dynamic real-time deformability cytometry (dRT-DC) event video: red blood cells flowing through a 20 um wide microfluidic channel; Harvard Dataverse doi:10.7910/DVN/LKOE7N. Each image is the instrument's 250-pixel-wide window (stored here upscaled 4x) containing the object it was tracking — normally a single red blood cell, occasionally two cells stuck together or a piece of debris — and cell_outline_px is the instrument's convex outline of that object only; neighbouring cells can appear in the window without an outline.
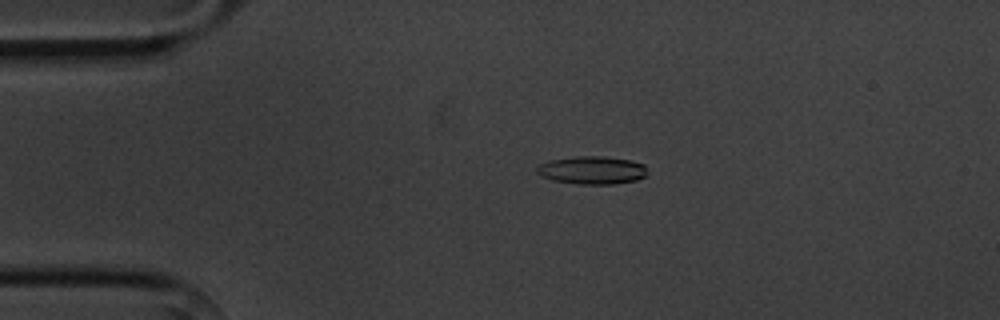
{"species": "common noctule bat (a hibernating species)", "species_latin": "Nyctalus noctula", "temperature_condition": "cold", "stored_images_in_passage": 4, "camera_frame_rate_fps": 3000, "um_per_image_px": 0.085, "animal": {"sex": "male", "body_mass_g": 20.1, "forearm_length_mm": 53.5}, "frame": {"image": 1, "passage_image": 3, "time_ms": 2.333, "image_size_px": [1000, 320], "cell_outline_px": [[648, 172], [644, 176], [636, 180], [612, 184], [576, 184], [552, 180], [540, 176], [536, 172], [536, 168], [540, 164], [548, 160], [576, 156], [604, 156], [628, 160], [644, 164], [648, 168]], "centroid_in_image_um": [50.3, 14.46], "position_along_channel_um": 34.7, "area_um2": 18.15}}